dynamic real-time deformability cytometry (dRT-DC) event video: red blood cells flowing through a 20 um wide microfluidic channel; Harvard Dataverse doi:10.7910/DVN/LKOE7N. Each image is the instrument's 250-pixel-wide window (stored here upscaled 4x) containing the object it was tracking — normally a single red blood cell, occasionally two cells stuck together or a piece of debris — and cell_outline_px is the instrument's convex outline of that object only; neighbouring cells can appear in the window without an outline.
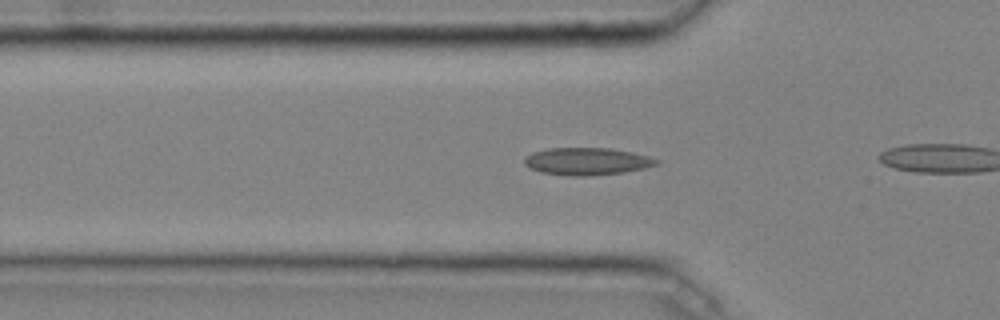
{"species": "common noctule bat (a hibernating species)", "species_latin": "Nyctalus noctula", "temperature_condition": "cold", "stored_images_in_passage": 31, "camera_frame_rate_fps": 3000, "um_per_image_px": 0.085, "animal": {"sex": "male", "body_mass_g": 20.4}, "frame": {"image": 1, "passage_image": 8, "time_ms": 2.333, "image_size_px": [1000, 320], "cell_outline_px": [[660, 164], [644, 168], [624, 172], [592, 176], [568, 176], [540, 172], [528, 168], [524, 164], [524, 156], [532, 152], [548, 148], [612, 148], [632, 152], [648, 156], [660, 160]], "centroid_in_image_um": [49.87, 13.72], "position_along_channel_um": 75.9, "area_um2": 21.39}}
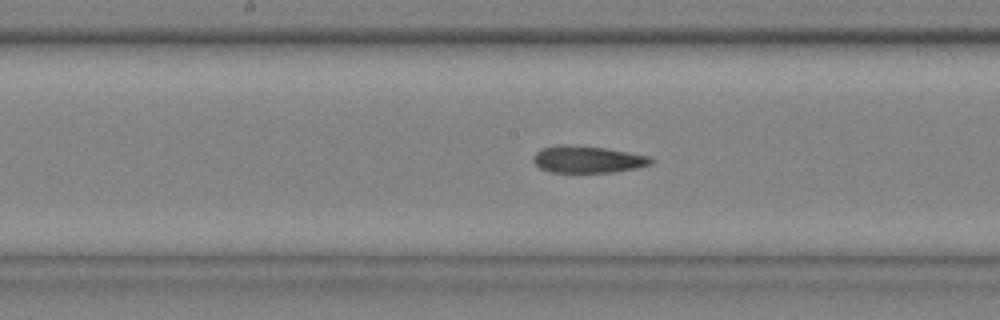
{"frame": {"image": 2, "passage_image": 17, "time_ms": 5.333, "image_size_px": [1000, 320], "cell_outline_px": [[656, 160], [652, 164], [636, 168], [612, 172], [548, 172], [540, 168], [532, 160], [532, 156], [536, 152], [544, 148], [556, 144], [568, 144], [604, 148], [652, 156]], "centroid_in_image_um": [49.96, 13.54], "position_along_channel_um": 198.2, "area_um2": 18.67}}
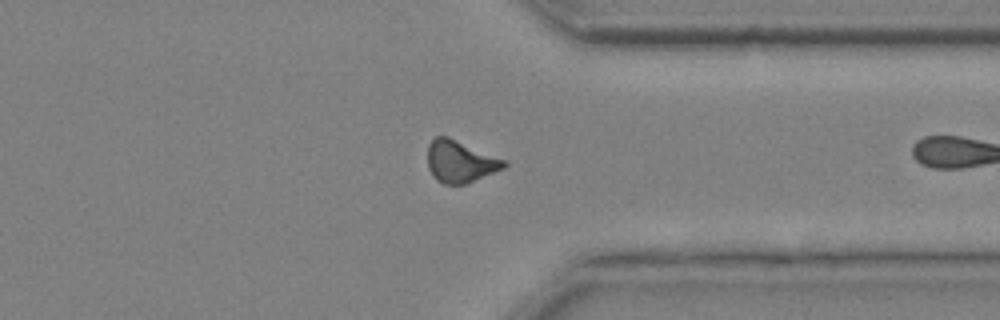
{"frame": {"image": 3, "passage_image": 30, "time_ms": 9.667, "image_size_px": [1000, 320], "cell_outline_px": [[508, 164], [504, 168], [464, 184], [444, 184], [436, 180], [428, 168], [428, 144], [436, 136], [448, 136], [508, 160]], "centroid_in_image_um": [39.13, 13.71], "position_along_channel_um": 372.3, "area_um2": 18.79}}